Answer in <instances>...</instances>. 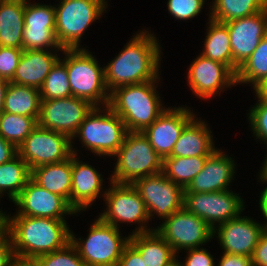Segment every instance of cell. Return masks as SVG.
Segmentation results:
<instances>
[{
    "mask_svg": "<svg viewBox=\"0 0 267 266\" xmlns=\"http://www.w3.org/2000/svg\"><path fill=\"white\" fill-rule=\"evenodd\" d=\"M160 46L153 34L140 32L104 67L109 92L124 85L158 79Z\"/></svg>",
    "mask_w": 267,
    "mask_h": 266,
    "instance_id": "1",
    "label": "cell"
},
{
    "mask_svg": "<svg viewBox=\"0 0 267 266\" xmlns=\"http://www.w3.org/2000/svg\"><path fill=\"white\" fill-rule=\"evenodd\" d=\"M66 220L43 217H7V234L15 255L39 257L63 248L70 242Z\"/></svg>",
    "mask_w": 267,
    "mask_h": 266,
    "instance_id": "2",
    "label": "cell"
},
{
    "mask_svg": "<svg viewBox=\"0 0 267 266\" xmlns=\"http://www.w3.org/2000/svg\"><path fill=\"white\" fill-rule=\"evenodd\" d=\"M156 80L115 88L110 94L108 107L125 123L129 132H142L166 109L159 101L154 85Z\"/></svg>",
    "mask_w": 267,
    "mask_h": 266,
    "instance_id": "3",
    "label": "cell"
},
{
    "mask_svg": "<svg viewBox=\"0 0 267 266\" xmlns=\"http://www.w3.org/2000/svg\"><path fill=\"white\" fill-rule=\"evenodd\" d=\"M117 162L111 182L133 184L137 179L160 173L163 158L142 132H127L123 144L114 154Z\"/></svg>",
    "mask_w": 267,
    "mask_h": 266,
    "instance_id": "4",
    "label": "cell"
},
{
    "mask_svg": "<svg viewBox=\"0 0 267 266\" xmlns=\"http://www.w3.org/2000/svg\"><path fill=\"white\" fill-rule=\"evenodd\" d=\"M63 51L66 57L62 62L66 65L72 96L85 99L95 107L108 106L110 92L105 84L104 68L84 48Z\"/></svg>",
    "mask_w": 267,
    "mask_h": 266,
    "instance_id": "5",
    "label": "cell"
},
{
    "mask_svg": "<svg viewBox=\"0 0 267 266\" xmlns=\"http://www.w3.org/2000/svg\"><path fill=\"white\" fill-rule=\"evenodd\" d=\"M99 109L97 106L91 110L73 138L80 136L84 146L99 156H113L123 144L128 131L123 120L108 106ZM103 111L105 114H100Z\"/></svg>",
    "mask_w": 267,
    "mask_h": 266,
    "instance_id": "6",
    "label": "cell"
},
{
    "mask_svg": "<svg viewBox=\"0 0 267 266\" xmlns=\"http://www.w3.org/2000/svg\"><path fill=\"white\" fill-rule=\"evenodd\" d=\"M55 8V36L63 49H79L82 34L106 9L105 0H60ZM106 4V5H105Z\"/></svg>",
    "mask_w": 267,
    "mask_h": 266,
    "instance_id": "7",
    "label": "cell"
},
{
    "mask_svg": "<svg viewBox=\"0 0 267 266\" xmlns=\"http://www.w3.org/2000/svg\"><path fill=\"white\" fill-rule=\"evenodd\" d=\"M119 233V228L98 218L90 227L86 240L79 242L73 232H70V241L85 266H118L123 249L130 238L123 239Z\"/></svg>",
    "mask_w": 267,
    "mask_h": 266,
    "instance_id": "8",
    "label": "cell"
},
{
    "mask_svg": "<svg viewBox=\"0 0 267 266\" xmlns=\"http://www.w3.org/2000/svg\"><path fill=\"white\" fill-rule=\"evenodd\" d=\"M71 142L67 135L37 125L17 150L32 170L68 159L73 151Z\"/></svg>",
    "mask_w": 267,
    "mask_h": 266,
    "instance_id": "9",
    "label": "cell"
},
{
    "mask_svg": "<svg viewBox=\"0 0 267 266\" xmlns=\"http://www.w3.org/2000/svg\"><path fill=\"white\" fill-rule=\"evenodd\" d=\"M112 187L103 195L107 205L106 210L99 218L110 225L118 227V222H142V225L135 229L132 234L150 232L143 223L148 222L149 215L147 213L144 201L140 193L133 184H120L111 182Z\"/></svg>",
    "mask_w": 267,
    "mask_h": 266,
    "instance_id": "10",
    "label": "cell"
},
{
    "mask_svg": "<svg viewBox=\"0 0 267 266\" xmlns=\"http://www.w3.org/2000/svg\"><path fill=\"white\" fill-rule=\"evenodd\" d=\"M155 230L174 249H192L205 244L213 238V229L200 217L182 207L179 211L164 219Z\"/></svg>",
    "mask_w": 267,
    "mask_h": 266,
    "instance_id": "11",
    "label": "cell"
},
{
    "mask_svg": "<svg viewBox=\"0 0 267 266\" xmlns=\"http://www.w3.org/2000/svg\"><path fill=\"white\" fill-rule=\"evenodd\" d=\"M94 107L89 101L74 96L41 100L38 125L63 133L72 140Z\"/></svg>",
    "mask_w": 267,
    "mask_h": 266,
    "instance_id": "12",
    "label": "cell"
},
{
    "mask_svg": "<svg viewBox=\"0 0 267 266\" xmlns=\"http://www.w3.org/2000/svg\"><path fill=\"white\" fill-rule=\"evenodd\" d=\"M238 195L229 189L211 193H184L183 207L200 217L214 230V223L221 225L240 216L244 205Z\"/></svg>",
    "mask_w": 267,
    "mask_h": 266,
    "instance_id": "13",
    "label": "cell"
},
{
    "mask_svg": "<svg viewBox=\"0 0 267 266\" xmlns=\"http://www.w3.org/2000/svg\"><path fill=\"white\" fill-rule=\"evenodd\" d=\"M133 186L140 193L149 218L156 213L165 219L183 207L184 189L161 172L139 178Z\"/></svg>",
    "mask_w": 267,
    "mask_h": 266,
    "instance_id": "14",
    "label": "cell"
},
{
    "mask_svg": "<svg viewBox=\"0 0 267 266\" xmlns=\"http://www.w3.org/2000/svg\"><path fill=\"white\" fill-rule=\"evenodd\" d=\"M13 202L19 206L15 216L65 220V214L77 213L65 198L38 186L31 179Z\"/></svg>",
    "mask_w": 267,
    "mask_h": 266,
    "instance_id": "15",
    "label": "cell"
},
{
    "mask_svg": "<svg viewBox=\"0 0 267 266\" xmlns=\"http://www.w3.org/2000/svg\"><path fill=\"white\" fill-rule=\"evenodd\" d=\"M25 3L23 50H64L55 36V8L52 5Z\"/></svg>",
    "mask_w": 267,
    "mask_h": 266,
    "instance_id": "16",
    "label": "cell"
},
{
    "mask_svg": "<svg viewBox=\"0 0 267 266\" xmlns=\"http://www.w3.org/2000/svg\"><path fill=\"white\" fill-rule=\"evenodd\" d=\"M228 27L234 61V73L251 56L267 35V8L249 17L225 22Z\"/></svg>",
    "mask_w": 267,
    "mask_h": 266,
    "instance_id": "17",
    "label": "cell"
},
{
    "mask_svg": "<svg viewBox=\"0 0 267 266\" xmlns=\"http://www.w3.org/2000/svg\"><path fill=\"white\" fill-rule=\"evenodd\" d=\"M189 87L199 98L208 99L225 87L235 85L236 74L225 64L200 54L189 67Z\"/></svg>",
    "mask_w": 267,
    "mask_h": 266,
    "instance_id": "18",
    "label": "cell"
},
{
    "mask_svg": "<svg viewBox=\"0 0 267 266\" xmlns=\"http://www.w3.org/2000/svg\"><path fill=\"white\" fill-rule=\"evenodd\" d=\"M186 107L166 110L142 133L154 150L162 157H169L185 125L194 117Z\"/></svg>",
    "mask_w": 267,
    "mask_h": 266,
    "instance_id": "19",
    "label": "cell"
},
{
    "mask_svg": "<svg viewBox=\"0 0 267 266\" xmlns=\"http://www.w3.org/2000/svg\"><path fill=\"white\" fill-rule=\"evenodd\" d=\"M213 230L217 233L223 253L251 257L257 243L265 231L264 224H259L251 218L236 217L224 222ZM217 231V232H216Z\"/></svg>",
    "mask_w": 267,
    "mask_h": 266,
    "instance_id": "20",
    "label": "cell"
},
{
    "mask_svg": "<svg viewBox=\"0 0 267 266\" xmlns=\"http://www.w3.org/2000/svg\"><path fill=\"white\" fill-rule=\"evenodd\" d=\"M221 150L207 157L203 169L184 189V193L218 192L227 190L235 173L234 160Z\"/></svg>",
    "mask_w": 267,
    "mask_h": 266,
    "instance_id": "21",
    "label": "cell"
},
{
    "mask_svg": "<svg viewBox=\"0 0 267 266\" xmlns=\"http://www.w3.org/2000/svg\"><path fill=\"white\" fill-rule=\"evenodd\" d=\"M72 151L71 206L80 212L89 207L102 190L101 174L87 163H82Z\"/></svg>",
    "mask_w": 267,
    "mask_h": 266,
    "instance_id": "22",
    "label": "cell"
},
{
    "mask_svg": "<svg viewBox=\"0 0 267 266\" xmlns=\"http://www.w3.org/2000/svg\"><path fill=\"white\" fill-rule=\"evenodd\" d=\"M59 60L48 50H23L13 79L14 84L40 89L51 68Z\"/></svg>",
    "mask_w": 267,
    "mask_h": 266,
    "instance_id": "23",
    "label": "cell"
},
{
    "mask_svg": "<svg viewBox=\"0 0 267 266\" xmlns=\"http://www.w3.org/2000/svg\"><path fill=\"white\" fill-rule=\"evenodd\" d=\"M206 125L194 116L185 125L169 157L210 156L216 149Z\"/></svg>",
    "mask_w": 267,
    "mask_h": 266,
    "instance_id": "24",
    "label": "cell"
},
{
    "mask_svg": "<svg viewBox=\"0 0 267 266\" xmlns=\"http://www.w3.org/2000/svg\"><path fill=\"white\" fill-rule=\"evenodd\" d=\"M31 180L49 192L62 196L71 205L72 155L62 162L32 169Z\"/></svg>",
    "mask_w": 267,
    "mask_h": 266,
    "instance_id": "25",
    "label": "cell"
},
{
    "mask_svg": "<svg viewBox=\"0 0 267 266\" xmlns=\"http://www.w3.org/2000/svg\"><path fill=\"white\" fill-rule=\"evenodd\" d=\"M26 0H0V46L23 49Z\"/></svg>",
    "mask_w": 267,
    "mask_h": 266,
    "instance_id": "26",
    "label": "cell"
},
{
    "mask_svg": "<svg viewBox=\"0 0 267 266\" xmlns=\"http://www.w3.org/2000/svg\"><path fill=\"white\" fill-rule=\"evenodd\" d=\"M129 242L139 251L146 266H166L176 258L174 249L154 229L129 235Z\"/></svg>",
    "mask_w": 267,
    "mask_h": 266,
    "instance_id": "27",
    "label": "cell"
},
{
    "mask_svg": "<svg viewBox=\"0 0 267 266\" xmlns=\"http://www.w3.org/2000/svg\"><path fill=\"white\" fill-rule=\"evenodd\" d=\"M40 108L39 89L9 83L4 99V112L34 117L38 121Z\"/></svg>",
    "mask_w": 267,
    "mask_h": 266,
    "instance_id": "28",
    "label": "cell"
},
{
    "mask_svg": "<svg viewBox=\"0 0 267 266\" xmlns=\"http://www.w3.org/2000/svg\"><path fill=\"white\" fill-rule=\"evenodd\" d=\"M209 29L201 55L227 65L234 72V61L228 27L225 23L209 18Z\"/></svg>",
    "mask_w": 267,
    "mask_h": 266,
    "instance_id": "29",
    "label": "cell"
},
{
    "mask_svg": "<svg viewBox=\"0 0 267 266\" xmlns=\"http://www.w3.org/2000/svg\"><path fill=\"white\" fill-rule=\"evenodd\" d=\"M207 157H165L161 173L185 189L201 172Z\"/></svg>",
    "mask_w": 267,
    "mask_h": 266,
    "instance_id": "30",
    "label": "cell"
},
{
    "mask_svg": "<svg viewBox=\"0 0 267 266\" xmlns=\"http://www.w3.org/2000/svg\"><path fill=\"white\" fill-rule=\"evenodd\" d=\"M266 8L267 0H214L209 18L225 23L252 16Z\"/></svg>",
    "mask_w": 267,
    "mask_h": 266,
    "instance_id": "31",
    "label": "cell"
},
{
    "mask_svg": "<svg viewBox=\"0 0 267 266\" xmlns=\"http://www.w3.org/2000/svg\"><path fill=\"white\" fill-rule=\"evenodd\" d=\"M30 179L31 170L28 164L17 154L10 161L0 164V195L7 190L13 201Z\"/></svg>",
    "mask_w": 267,
    "mask_h": 266,
    "instance_id": "32",
    "label": "cell"
},
{
    "mask_svg": "<svg viewBox=\"0 0 267 266\" xmlns=\"http://www.w3.org/2000/svg\"><path fill=\"white\" fill-rule=\"evenodd\" d=\"M267 78V35L236 73V83H252L255 89Z\"/></svg>",
    "mask_w": 267,
    "mask_h": 266,
    "instance_id": "33",
    "label": "cell"
},
{
    "mask_svg": "<svg viewBox=\"0 0 267 266\" xmlns=\"http://www.w3.org/2000/svg\"><path fill=\"white\" fill-rule=\"evenodd\" d=\"M37 125L38 121L34 117L8 112L0 114V135L16 148H19Z\"/></svg>",
    "mask_w": 267,
    "mask_h": 266,
    "instance_id": "34",
    "label": "cell"
},
{
    "mask_svg": "<svg viewBox=\"0 0 267 266\" xmlns=\"http://www.w3.org/2000/svg\"><path fill=\"white\" fill-rule=\"evenodd\" d=\"M39 91L41 100L72 96L66 65L61 59L51 68Z\"/></svg>",
    "mask_w": 267,
    "mask_h": 266,
    "instance_id": "35",
    "label": "cell"
},
{
    "mask_svg": "<svg viewBox=\"0 0 267 266\" xmlns=\"http://www.w3.org/2000/svg\"><path fill=\"white\" fill-rule=\"evenodd\" d=\"M37 258L42 266H85L71 241L63 248Z\"/></svg>",
    "mask_w": 267,
    "mask_h": 266,
    "instance_id": "36",
    "label": "cell"
},
{
    "mask_svg": "<svg viewBox=\"0 0 267 266\" xmlns=\"http://www.w3.org/2000/svg\"><path fill=\"white\" fill-rule=\"evenodd\" d=\"M258 102L249 110L248 119L256 139L267 144V99L258 97Z\"/></svg>",
    "mask_w": 267,
    "mask_h": 266,
    "instance_id": "37",
    "label": "cell"
},
{
    "mask_svg": "<svg viewBox=\"0 0 267 266\" xmlns=\"http://www.w3.org/2000/svg\"><path fill=\"white\" fill-rule=\"evenodd\" d=\"M23 49L0 46V78L11 81L20 62Z\"/></svg>",
    "mask_w": 267,
    "mask_h": 266,
    "instance_id": "38",
    "label": "cell"
},
{
    "mask_svg": "<svg viewBox=\"0 0 267 266\" xmlns=\"http://www.w3.org/2000/svg\"><path fill=\"white\" fill-rule=\"evenodd\" d=\"M205 0H168L167 7L176 19L188 20L197 16Z\"/></svg>",
    "mask_w": 267,
    "mask_h": 266,
    "instance_id": "39",
    "label": "cell"
},
{
    "mask_svg": "<svg viewBox=\"0 0 267 266\" xmlns=\"http://www.w3.org/2000/svg\"><path fill=\"white\" fill-rule=\"evenodd\" d=\"M189 254L182 266H214L213 256L206 249L196 247L188 249Z\"/></svg>",
    "mask_w": 267,
    "mask_h": 266,
    "instance_id": "40",
    "label": "cell"
},
{
    "mask_svg": "<svg viewBox=\"0 0 267 266\" xmlns=\"http://www.w3.org/2000/svg\"><path fill=\"white\" fill-rule=\"evenodd\" d=\"M118 266H146L139 251L129 242L123 249Z\"/></svg>",
    "mask_w": 267,
    "mask_h": 266,
    "instance_id": "41",
    "label": "cell"
},
{
    "mask_svg": "<svg viewBox=\"0 0 267 266\" xmlns=\"http://www.w3.org/2000/svg\"><path fill=\"white\" fill-rule=\"evenodd\" d=\"M252 266H267V230L261 235L251 256Z\"/></svg>",
    "mask_w": 267,
    "mask_h": 266,
    "instance_id": "42",
    "label": "cell"
},
{
    "mask_svg": "<svg viewBox=\"0 0 267 266\" xmlns=\"http://www.w3.org/2000/svg\"><path fill=\"white\" fill-rule=\"evenodd\" d=\"M15 256L13 243L10 236L6 233L0 239V266H11Z\"/></svg>",
    "mask_w": 267,
    "mask_h": 266,
    "instance_id": "43",
    "label": "cell"
},
{
    "mask_svg": "<svg viewBox=\"0 0 267 266\" xmlns=\"http://www.w3.org/2000/svg\"><path fill=\"white\" fill-rule=\"evenodd\" d=\"M219 266H252L251 257L223 253Z\"/></svg>",
    "mask_w": 267,
    "mask_h": 266,
    "instance_id": "44",
    "label": "cell"
},
{
    "mask_svg": "<svg viewBox=\"0 0 267 266\" xmlns=\"http://www.w3.org/2000/svg\"><path fill=\"white\" fill-rule=\"evenodd\" d=\"M17 154V148L0 135V164L10 161Z\"/></svg>",
    "mask_w": 267,
    "mask_h": 266,
    "instance_id": "45",
    "label": "cell"
},
{
    "mask_svg": "<svg viewBox=\"0 0 267 266\" xmlns=\"http://www.w3.org/2000/svg\"><path fill=\"white\" fill-rule=\"evenodd\" d=\"M11 266H42L40 260L37 257H25L15 255Z\"/></svg>",
    "mask_w": 267,
    "mask_h": 266,
    "instance_id": "46",
    "label": "cell"
},
{
    "mask_svg": "<svg viewBox=\"0 0 267 266\" xmlns=\"http://www.w3.org/2000/svg\"><path fill=\"white\" fill-rule=\"evenodd\" d=\"M10 81L0 78V114L4 112V99Z\"/></svg>",
    "mask_w": 267,
    "mask_h": 266,
    "instance_id": "47",
    "label": "cell"
},
{
    "mask_svg": "<svg viewBox=\"0 0 267 266\" xmlns=\"http://www.w3.org/2000/svg\"><path fill=\"white\" fill-rule=\"evenodd\" d=\"M260 197H261L259 200L260 210H261L263 216L265 217V220L267 221V186L264 189V191H262ZM264 227H265V230H267V222H266V224L264 223Z\"/></svg>",
    "mask_w": 267,
    "mask_h": 266,
    "instance_id": "48",
    "label": "cell"
},
{
    "mask_svg": "<svg viewBox=\"0 0 267 266\" xmlns=\"http://www.w3.org/2000/svg\"><path fill=\"white\" fill-rule=\"evenodd\" d=\"M254 90L257 97L267 99V78L262 83H260Z\"/></svg>",
    "mask_w": 267,
    "mask_h": 266,
    "instance_id": "49",
    "label": "cell"
},
{
    "mask_svg": "<svg viewBox=\"0 0 267 266\" xmlns=\"http://www.w3.org/2000/svg\"><path fill=\"white\" fill-rule=\"evenodd\" d=\"M7 217L6 214H0V239L7 233Z\"/></svg>",
    "mask_w": 267,
    "mask_h": 266,
    "instance_id": "50",
    "label": "cell"
},
{
    "mask_svg": "<svg viewBox=\"0 0 267 266\" xmlns=\"http://www.w3.org/2000/svg\"><path fill=\"white\" fill-rule=\"evenodd\" d=\"M265 161H264V165L262 167V170L260 171V179L262 180V182H267V157H265Z\"/></svg>",
    "mask_w": 267,
    "mask_h": 266,
    "instance_id": "51",
    "label": "cell"
},
{
    "mask_svg": "<svg viewBox=\"0 0 267 266\" xmlns=\"http://www.w3.org/2000/svg\"><path fill=\"white\" fill-rule=\"evenodd\" d=\"M166 266H182V262H178V259H173L170 263H168Z\"/></svg>",
    "mask_w": 267,
    "mask_h": 266,
    "instance_id": "52",
    "label": "cell"
}]
</instances>
